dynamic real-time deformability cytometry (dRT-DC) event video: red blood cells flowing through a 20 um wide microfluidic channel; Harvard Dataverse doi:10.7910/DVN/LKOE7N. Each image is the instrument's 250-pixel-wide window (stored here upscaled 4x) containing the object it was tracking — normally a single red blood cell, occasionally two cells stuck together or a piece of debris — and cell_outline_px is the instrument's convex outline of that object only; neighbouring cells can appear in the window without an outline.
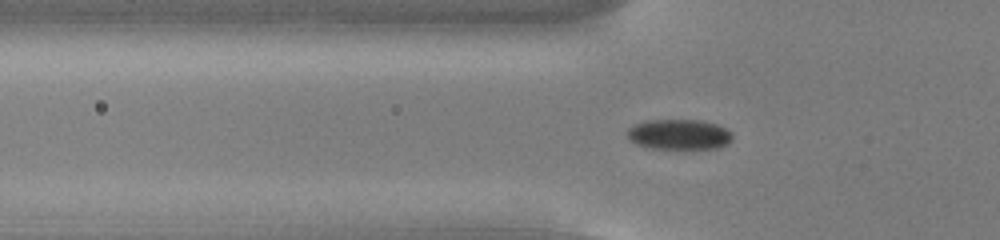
{"species": "common noctule bat (a hibernating species)", "species_latin": "Nyctalus noctula", "temperature_condition": "cold", "stored_images_in_passage": 56, "camera_frame_rate_fps": 3000, "um_per_image_px": 0.085, "animal": {"sex": "male", "body_mass_g": 13.0, "forearm_length_mm": 53.1}, "frame": {"image": 1, "passage_image": 19, "time_ms": 6.0, "image_size_px": [1000, 240], "cell_outline_px": [[732, 140], [728, 144], [716, 148], [648, 148], [636, 144], [628, 136], [628, 128], [644, 120], [700, 120], [716, 124], [732, 132]], "centroid_in_image_um": [57.73, 11.42], "position_along_channel_um": 68.1, "area_um2": 18.44}}
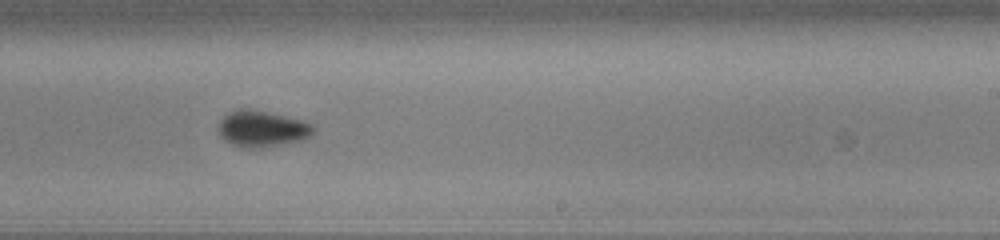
{"frame": {"image": 2, "passage_image": 35, "time_ms": 11.333, "image_size_px": [1000, 240], "cell_outline_px": [[316, 128], [308, 136], [300, 140], [284, 144], [260, 148], [240, 148], [224, 140], [220, 136], [216, 128], [216, 124], [228, 112], [240, 108], [248, 108], [304, 120], [312, 124]], "centroid_in_image_um": [22.21, 10.94], "position_along_channel_um": 266.8, "area_um2": 20.35}}
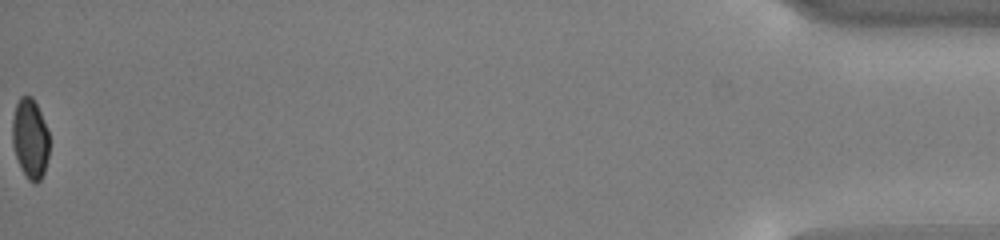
{"frame": {"image": 3, "passage_image": 56, "time_ms": 18.333, "image_size_px": [1000, 240], "cell_outline_px": [[48, 156], [44, 172], [40, 180], [36, 184], [32, 184], [28, 180], [20, 168], [12, 144], [12, 120], [16, 104], [20, 96], [32, 96], [40, 112], [48, 132]], "centroid_in_image_um": [2.54, 11.81], "position_along_channel_um": 432.7, "area_um2": 17.22}, "authors_computed_cell_mechanics": {"area_um2": 18.7272, "velocity_mm_per_s": 3.7501, "shape_relaxation_time_tau1_ms": 2.039, "shape_relaxation_time_tau2_ms": null, "deformation_change_tau1": 0.0701, "deformation_change_tau2": null}}